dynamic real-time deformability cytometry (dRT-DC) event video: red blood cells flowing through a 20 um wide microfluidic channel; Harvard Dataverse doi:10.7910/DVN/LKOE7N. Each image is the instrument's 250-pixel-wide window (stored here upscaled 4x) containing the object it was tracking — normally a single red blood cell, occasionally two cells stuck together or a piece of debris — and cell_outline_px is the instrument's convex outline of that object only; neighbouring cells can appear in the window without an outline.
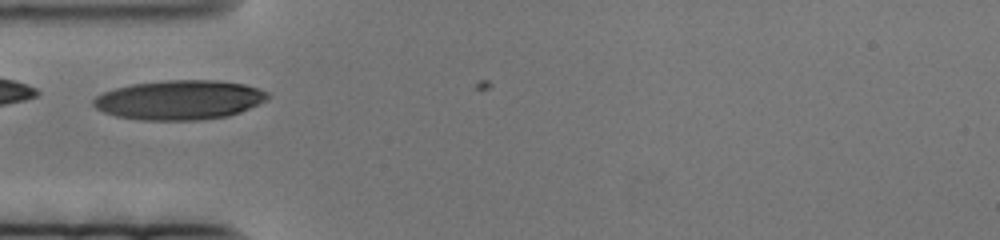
{"species": "human", "species_latin": "Homo sapiens", "temperature_condition": "cold", "stored_images_in_passage": 42, "camera_frame_rate_fps": 3000, "um_per_image_px": 0.085, "donor": {"sex": "female"}, "frame": {"image": 1, "passage_image": 1, "time_ms": 0.0, "image_size_px": [1000, 240], "cell_outline_px": [[268, 100], [240, 112], [228, 116], [200, 120], [140, 120], [116, 116], [104, 112], [96, 108], [92, 104], [92, 100], [96, 96], [104, 92], [116, 88], [132, 84], [168, 80], [216, 80], [244, 84], [268, 92]], "centroid_in_image_um": [15.25, 8.5], "position_along_channel_um": 69.7, "area_um2": 40.06}}